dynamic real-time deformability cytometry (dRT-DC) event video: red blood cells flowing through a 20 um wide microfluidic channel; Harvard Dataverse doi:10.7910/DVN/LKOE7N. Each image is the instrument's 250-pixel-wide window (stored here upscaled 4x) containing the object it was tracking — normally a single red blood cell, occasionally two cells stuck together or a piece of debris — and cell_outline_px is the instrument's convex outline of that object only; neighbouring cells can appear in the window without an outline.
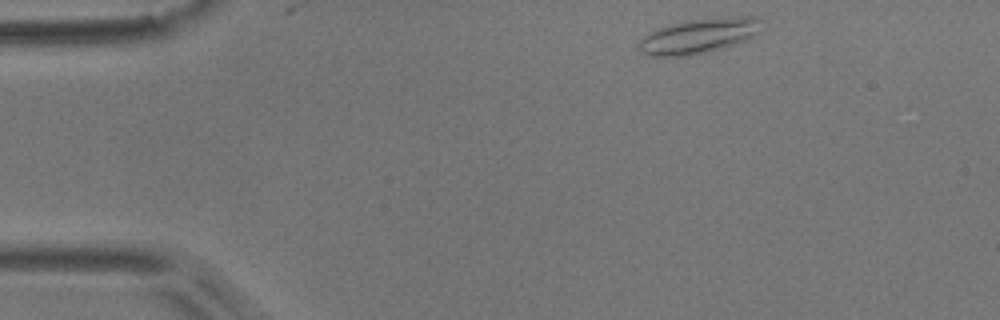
{"species": "common noctule bat (a hibernating species)", "species_latin": "Nyctalus noctula", "temperature_condition": "room temperature", "stored_images_in_passage": 2, "camera_frame_rate_fps": 3000, "um_per_image_px": 0.085, "animal": {"sex": "male", "body_mass_g": 17.9}, "frame": {"image": 1, "passage_image": 1, "time_ms": 0.0, "image_size_px": [1000, 320], "cell_outline_px": [[764, 32], [748, 40], [724, 48], [688, 56], [652, 56], [640, 52], [640, 40], [644, 36], [656, 28], [684, 20], [736, 16], [756, 16], [760, 20]], "centroid_in_image_um": [59.49, 3.04], "position_along_channel_um": 25.5, "area_um2": 25.49}}